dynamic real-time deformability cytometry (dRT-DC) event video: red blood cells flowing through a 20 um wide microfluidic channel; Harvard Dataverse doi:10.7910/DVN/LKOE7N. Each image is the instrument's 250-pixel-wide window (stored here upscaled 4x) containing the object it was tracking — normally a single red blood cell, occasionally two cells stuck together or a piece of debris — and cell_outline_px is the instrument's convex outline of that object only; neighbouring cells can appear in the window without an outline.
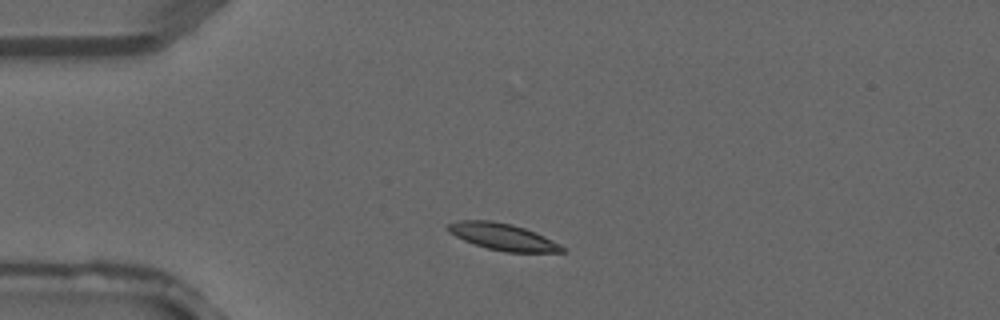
{"species": "common noctule bat (a hibernating species)", "species_latin": "Nyctalus noctula", "temperature_condition": "warm", "stored_images_in_passage": 2, "camera_frame_rate_fps": 3000, "um_per_image_px": 0.085, "animal": {"sex": "male", "forearm_length_mm": 52.5}, "frame": {"image": 1, "passage_image": 2, "time_ms": 0.333, "image_size_px": [1000, 320], "cell_outline_px": [[564, 252], [508, 252], [488, 248], [464, 240], [448, 232], [448, 224], [460, 220], [492, 220], [512, 224], [536, 232], [560, 244], [564, 248]], "centroid_in_image_um": [42.75, 20.11], "position_along_channel_um": 42.3, "area_um2": 17.57}}